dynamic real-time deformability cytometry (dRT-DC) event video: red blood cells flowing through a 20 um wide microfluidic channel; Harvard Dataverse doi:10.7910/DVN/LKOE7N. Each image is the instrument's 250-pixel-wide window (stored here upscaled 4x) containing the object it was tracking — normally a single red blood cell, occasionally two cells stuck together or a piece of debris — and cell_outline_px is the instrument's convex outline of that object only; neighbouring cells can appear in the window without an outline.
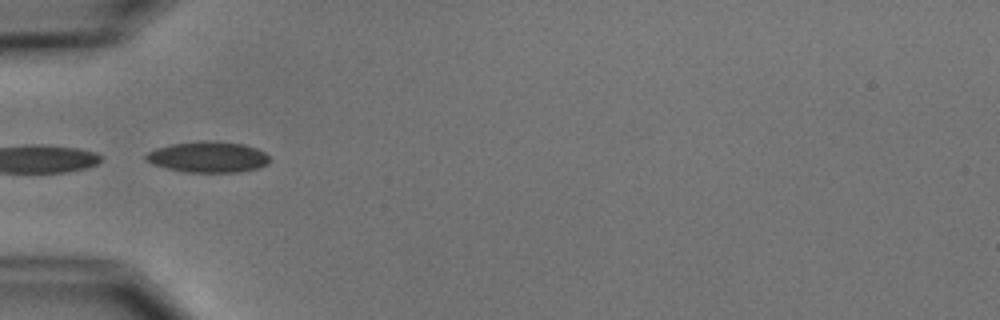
{"species": "common noctule bat (a hibernating species)", "species_latin": "Nyctalus noctula", "temperature_condition": "cold", "stored_images_in_passage": 7, "camera_frame_rate_fps": 3000, "um_per_image_px": 0.085, "animal": {"sex": "male", "body_mass_g": 15.6}, "frame": {"image": 1, "passage_image": 5, "time_ms": 4.667, "image_size_px": [1000, 320], "cell_outline_px": [[268, 164], [256, 168], [240, 172], [188, 172], [168, 168], [152, 164], [144, 160], [144, 156], [148, 152], [156, 148], [172, 144], [200, 140], [204, 140], [244, 144], [256, 148], [264, 152], [268, 156]], "centroid_in_image_um": [17.65, 13.34], "position_along_channel_um": 67.3, "area_um2": 22.2}}